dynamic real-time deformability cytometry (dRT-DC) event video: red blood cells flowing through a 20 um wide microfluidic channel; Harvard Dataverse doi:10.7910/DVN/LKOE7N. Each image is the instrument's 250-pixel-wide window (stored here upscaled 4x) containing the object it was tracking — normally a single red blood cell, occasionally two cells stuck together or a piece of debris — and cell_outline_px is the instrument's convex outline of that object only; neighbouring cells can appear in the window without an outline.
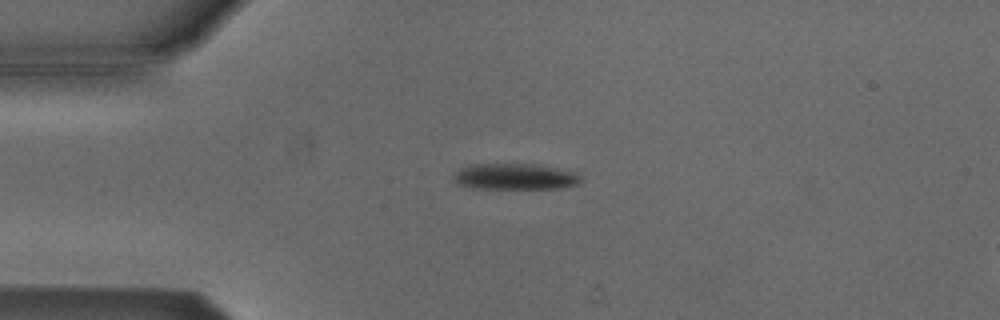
{"species": "Egyptian fruit bat (a non-hibernating species)", "species_latin": "Rousettus aegyptiacus", "temperature_condition": "cold", "stored_images_in_passage": 41, "camera_frame_rate_fps": 3000, "um_per_image_px": 0.085, "animal": {"sex": "male"}, "frame": {"image": 1, "passage_image": 1, "time_ms": 0.0, "image_size_px": [1000, 320], "cell_outline_px": [[584, 180], [580, 184], [564, 188], [480, 188], [460, 184], [452, 176], [460, 168], [468, 164], [532, 164], [556, 168], [572, 172], [580, 176]], "centroid_in_image_um": [43.82, 15.0], "position_along_channel_um": 41.2, "area_um2": 19.13}}
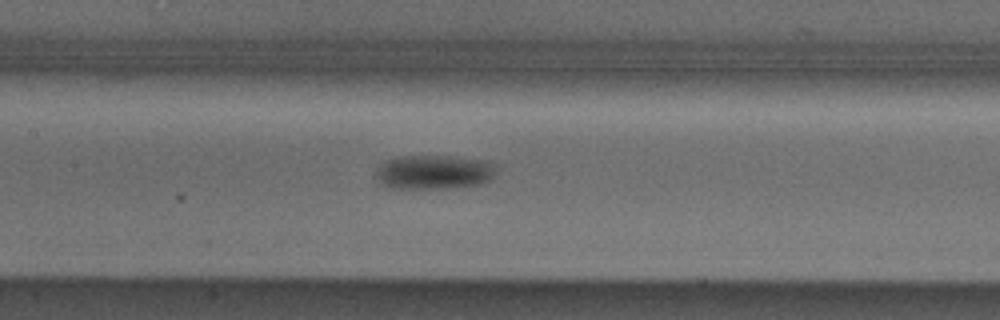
{"frame": {"image": 2, "passage_image": 13, "time_ms": 4.0, "image_size_px": [1000, 320], "cell_outline_px": [[496, 172], [488, 180], [480, 184], [452, 188], [388, 188], [380, 184], [372, 176], [376, 168], [384, 160], [396, 156], [448, 156], [488, 160], [496, 164]], "centroid_in_image_um": [36.81, 14.62], "position_along_channel_um": 170.6, "area_um2": 24.62}}
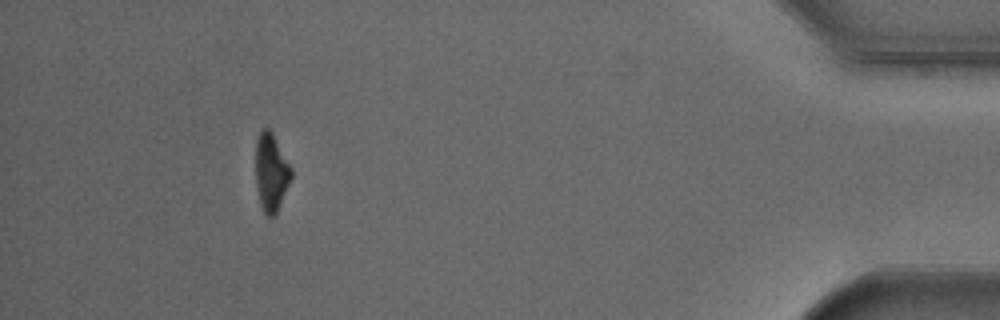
{"frame": {"image": 3, "passage_image": 37, "time_ms": 12.0, "image_size_px": [1000, 320], "cell_outline_px": [[292, 176], [276, 212], [272, 216], [268, 216], [264, 212], [260, 204], [256, 188], [256, 140], [260, 132], [264, 128], [268, 128], [272, 132], [292, 168]], "centroid_in_image_um": [23.04, 14.62], "position_along_channel_um": 412.2, "area_um2": 15.9}, "authors_computed_cell_mechanics": {"area_um2": 21.3282, "velocity_mm_per_s": 3.8426, "shape_relaxation_time_tau1_ms": 2.02, "shape_relaxation_time_tau2_ms": null, "deformation_change_tau1": 0.0831, "deformation_change_tau2": null}}